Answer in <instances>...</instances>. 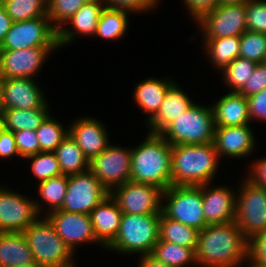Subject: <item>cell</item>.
Wrapping results in <instances>:
<instances>
[{"instance_id":"obj_1","label":"cell","mask_w":266,"mask_h":267,"mask_svg":"<svg viewBox=\"0 0 266 267\" xmlns=\"http://www.w3.org/2000/svg\"><path fill=\"white\" fill-rule=\"evenodd\" d=\"M249 240L235 221L208 224L199 231L195 250L197 267H245Z\"/></svg>"},{"instance_id":"obj_2","label":"cell","mask_w":266,"mask_h":267,"mask_svg":"<svg viewBox=\"0 0 266 267\" xmlns=\"http://www.w3.org/2000/svg\"><path fill=\"white\" fill-rule=\"evenodd\" d=\"M220 166L222 162L213 143L171 146L172 185L201 186L214 182Z\"/></svg>"},{"instance_id":"obj_3","label":"cell","mask_w":266,"mask_h":267,"mask_svg":"<svg viewBox=\"0 0 266 267\" xmlns=\"http://www.w3.org/2000/svg\"><path fill=\"white\" fill-rule=\"evenodd\" d=\"M131 146V177L135 183L151 184L165 191L171 183V145L158 133L148 132Z\"/></svg>"},{"instance_id":"obj_4","label":"cell","mask_w":266,"mask_h":267,"mask_svg":"<svg viewBox=\"0 0 266 267\" xmlns=\"http://www.w3.org/2000/svg\"><path fill=\"white\" fill-rule=\"evenodd\" d=\"M160 214L123 213L115 239L105 251L130 257L151 254L159 239Z\"/></svg>"},{"instance_id":"obj_5","label":"cell","mask_w":266,"mask_h":267,"mask_svg":"<svg viewBox=\"0 0 266 267\" xmlns=\"http://www.w3.org/2000/svg\"><path fill=\"white\" fill-rule=\"evenodd\" d=\"M214 113L211 106L194 104L170 123L160 135L171 145H197L213 143Z\"/></svg>"},{"instance_id":"obj_6","label":"cell","mask_w":266,"mask_h":267,"mask_svg":"<svg viewBox=\"0 0 266 267\" xmlns=\"http://www.w3.org/2000/svg\"><path fill=\"white\" fill-rule=\"evenodd\" d=\"M35 262L42 267L67 263L75 254L55 232L53 225L45 216H40L24 231Z\"/></svg>"},{"instance_id":"obj_7","label":"cell","mask_w":266,"mask_h":267,"mask_svg":"<svg viewBox=\"0 0 266 267\" xmlns=\"http://www.w3.org/2000/svg\"><path fill=\"white\" fill-rule=\"evenodd\" d=\"M240 181V182H239ZM236 189L235 223L249 240L266 230V188L256 185L245 175Z\"/></svg>"},{"instance_id":"obj_8","label":"cell","mask_w":266,"mask_h":267,"mask_svg":"<svg viewBox=\"0 0 266 267\" xmlns=\"http://www.w3.org/2000/svg\"><path fill=\"white\" fill-rule=\"evenodd\" d=\"M162 213L199 231L208 225L203 214L201 186L167 188L162 194Z\"/></svg>"},{"instance_id":"obj_9","label":"cell","mask_w":266,"mask_h":267,"mask_svg":"<svg viewBox=\"0 0 266 267\" xmlns=\"http://www.w3.org/2000/svg\"><path fill=\"white\" fill-rule=\"evenodd\" d=\"M131 145L109 143L101 154L89 162V170L110 192L113 188L130 181Z\"/></svg>"},{"instance_id":"obj_10","label":"cell","mask_w":266,"mask_h":267,"mask_svg":"<svg viewBox=\"0 0 266 267\" xmlns=\"http://www.w3.org/2000/svg\"><path fill=\"white\" fill-rule=\"evenodd\" d=\"M0 183V232H23L39 213L34 197Z\"/></svg>"},{"instance_id":"obj_11","label":"cell","mask_w":266,"mask_h":267,"mask_svg":"<svg viewBox=\"0 0 266 267\" xmlns=\"http://www.w3.org/2000/svg\"><path fill=\"white\" fill-rule=\"evenodd\" d=\"M59 47H30L27 49H0V78L37 79L53 52Z\"/></svg>"},{"instance_id":"obj_12","label":"cell","mask_w":266,"mask_h":267,"mask_svg":"<svg viewBox=\"0 0 266 267\" xmlns=\"http://www.w3.org/2000/svg\"><path fill=\"white\" fill-rule=\"evenodd\" d=\"M109 191L90 170L68 175L67 193L60 210L69 213L90 214Z\"/></svg>"},{"instance_id":"obj_13","label":"cell","mask_w":266,"mask_h":267,"mask_svg":"<svg viewBox=\"0 0 266 267\" xmlns=\"http://www.w3.org/2000/svg\"><path fill=\"white\" fill-rule=\"evenodd\" d=\"M30 47H58L57 30L47 16L13 22L0 49H27Z\"/></svg>"},{"instance_id":"obj_14","label":"cell","mask_w":266,"mask_h":267,"mask_svg":"<svg viewBox=\"0 0 266 267\" xmlns=\"http://www.w3.org/2000/svg\"><path fill=\"white\" fill-rule=\"evenodd\" d=\"M109 194L122 213L142 215L162 212L163 190L157 186L128 181L113 188Z\"/></svg>"},{"instance_id":"obj_15","label":"cell","mask_w":266,"mask_h":267,"mask_svg":"<svg viewBox=\"0 0 266 267\" xmlns=\"http://www.w3.org/2000/svg\"><path fill=\"white\" fill-rule=\"evenodd\" d=\"M202 38L241 36L246 30L245 4H218L195 24Z\"/></svg>"},{"instance_id":"obj_16","label":"cell","mask_w":266,"mask_h":267,"mask_svg":"<svg viewBox=\"0 0 266 267\" xmlns=\"http://www.w3.org/2000/svg\"><path fill=\"white\" fill-rule=\"evenodd\" d=\"M53 225L55 232L65 244L77 255V249L84 244H94L100 250L105 248L97 241L89 214L69 213L55 210L45 216Z\"/></svg>"},{"instance_id":"obj_17","label":"cell","mask_w":266,"mask_h":267,"mask_svg":"<svg viewBox=\"0 0 266 267\" xmlns=\"http://www.w3.org/2000/svg\"><path fill=\"white\" fill-rule=\"evenodd\" d=\"M38 79L0 78L3 109L51 108ZM38 82V83H37Z\"/></svg>"},{"instance_id":"obj_18","label":"cell","mask_w":266,"mask_h":267,"mask_svg":"<svg viewBox=\"0 0 266 267\" xmlns=\"http://www.w3.org/2000/svg\"><path fill=\"white\" fill-rule=\"evenodd\" d=\"M251 125V126H250ZM252 124L241 126L216 127L213 144L222 162L227 158L231 160L247 159L255 154L257 137ZM256 137V138H255ZM257 146V147H256Z\"/></svg>"},{"instance_id":"obj_19","label":"cell","mask_w":266,"mask_h":267,"mask_svg":"<svg viewBox=\"0 0 266 267\" xmlns=\"http://www.w3.org/2000/svg\"><path fill=\"white\" fill-rule=\"evenodd\" d=\"M92 116H77L74 121L68 124L69 135L83 151L89 162L107 148L110 143V131L108 126Z\"/></svg>"},{"instance_id":"obj_20","label":"cell","mask_w":266,"mask_h":267,"mask_svg":"<svg viewBox=\"0 0 266 267\" xmlns=\"http://www.w3.org/2000/svg\"><path fill=\"white\" fill-rule=\"evenodd\" d=\"M224 184L211 182L201 185L203 214L208 224L235 221L237 188Z\"/></svg>"},{"instance_id":"obj_21","label":"cell","mask_w":266,"mask_h":267,"mask_svg":"<svg viewBox=\"0 0 266 267\" xmlns=\"http://www.w3.org/2000/svg\"><path fill=\"white\" fill-rule=\"evenodd\" d=\"M105 2H87L57 31L59 49L77 43L80 37H94Z\"/></svg>"},{"instance_id":"obj_22","label":"cell","mask_w":266,"mask_h":267,"mask_svg":"<svg viewBox=\"0 0 266 267\" xmlns=\"http://www.w3.org/2000/svg\"><path fill=\"white\" fill-rule=\"evenodd\" d=\"M171 76L161 77L162 79L149 76L134 85L132 91V102H134L132 104L135 103V107L139 108L141 112L143 111L144 115L146 114V117H143L144 124H147L159 111L168 87L176 80L173 75Z\"/></svg>"},{"instance_id":"obj_23","label":"cell","mask_w":266,"mask_h":267,"mask_svg":"<svg viewBox=\"0 0 266 267\" xmlns=\"http://www.w3.org/2000/svg\"><path fill=\"white\" fill-rule=\"evenodd\" d=\"M176 79L167 89L165 99L157 114L145 125L148 132L160 134L170 123L184 114L196 101Z\"/></svg>"},{"instance_id":"obj_24","label":"cell","mask_w":266,"mask_h":267,"mask_svg":"<svg viewBox=\"0 0 266 267\" xmlns=\"http://www.w3.org/2000/svg\"><path fill=\"white\" fill-rule=\"evenodd\" d=\"M89 215L97 241L106 248L118 233L122 211L109 194L93 208Z\"/></svg>"},{"instance_id":"obj_25","label":"cell","mask_w":266,"mask_h":267,"mask_svg":"<svg viewBox=\"0 0 266 267\" xmlns=\"http://www.w3.org/2000/svg\"><path fill=\"white\" fill-rule=\"evenodd\" d=\"M227 93V94H226ZM211 104L216 127L251 124L247 97L239 92H228Z\"/></svg>"},{"instance_id":"obj_26","label":"cell","mask_w":266,"mask_h":267,"mask_svg":"<svg viewBox=\"0 0 266 267\" xmlns=\"http://www.w3.org/2000/svg\"><path fill=\"white\" fill-rule=\"evenodd\" d=\"M34 262L33 253L23 232H0V267Z\"/></svg>"},{"instance_id":"obj_27","label":"cell","mask_w":266,"mask_h":267,"mask_svg":"<svg viewBox=\"0 0 266 267\" xmlns=\"http://www.w3.org/2000/svg\"><path fill=\"white\" fill-rule=\"evenodd\" d=\"M67 184L68 175L62 174L39 182L35 186L38 196L34 197V203L40 216H46L62 208L67 193Z\"/></svg>"},{"instance_id":"obj_28","label":"cell","mask_w":266,"mask_h":267,"mask_svg":"<svg viewBox=\"0 0 266 267\" xmlns=\"http://www.w3.org/2000/svg\"><path fill=\"white\" fill-rule=\"evenodd\" d=\"M202 51H205L203 54L206 53L208 64L218 73L239 57L240 36L202 38Z\"/></svg>"},{"instance_id":"obj_29","label":"cell","mask_w":266,"mask_h":267,"mask_svg":"<svg viewBox=\"0 0 266 267\" xmlns=\"http://www.w3.org/2000/svg\"><path fill=\"white\" fill-rule=\"evenodd\" d=\"M132 13L126 10L105 7L101 13L94 37L101 41L117 42L128 34Z\"/></svg>"},{"instance_id":"obj_30","label":"cell","mask_w":266,"mask_h":267,"mask_svg":"<svg viewBox=\"0 0 266 267\" xmlns=\"http://www.w3.org/2000/svg\"><path fill=\"white\" fill-rule=\"evenodd\" d=\"M51 108L8 109L3 111L5 129L17 132L21 130L36 131L52 113Z\"/></svg>"},{"instance_id":"obj_31","label":"cell","mask_w":266,"mask_h":267,"mask_svg":"<svg viewBox=\"0 0 266 267\" xmlns=\"http://www.w3.org/2000/svg\"><path fill=\"white\" fill-rule=\"evenodd\" d=\"M63 175H72L89 170V160L68 135L54 150Z\"/></svg>"},{"instance_id":"obj_32","label":"cell","mask_w":266,"mask_h":267,"mask_svg":"<svg viewBox=\"0 0 266 267\" xmlns=\"http://www.w3.org/2000/svg\"><path fill=\"white\" fill-rule=\"evenodd\" d=\"M159 239L196 250L199 230L174 221L162 212L159 220Z\"/></svg>"},{"instance_id":"obj_33","label":"cell","mask_w":266,"mask_h":267,"mask_svg":"<svg viewBox=\"0 0 266 267\" xmlns=\"http://www.w3.org/2000/svg\"><path fill=\"white\" fill-rule=\"evenodd\" d=\"M151 255L172 267H197L193 249L164 240H158Z\"/></svg>"},{"instance_id":"obj_34","label":"cell","mask_w":266,"mask_h":267,"mask_svg":"<svg viewBox=\"0 0 266 267\" xmlns=\"http://www.w3.org/2000/svg\"><path fill=\"white\" fill-rule=\"evenodd\" d=\"M257 63L245 58L237 57L219 73L220 79L228 92H239L251 78Z\"/></svg>"},{"instance_id":"obj_35","label":"cell","mask_w":266,"mask_h":267,"mask_svg":"<svg viewBox=\"0 0 266 267\" xmlns=\"http://www.w3.org/2000/svg\"><path fill=\"white\" fill-rule=\"evenodd\" d=\"M50 114L36 130L41 152H54L60 143L69 135L68 125Z\"/></svg>"},{"instance_id":"obj_36","label":"cell","mask_w":266,"mask_h":267,"mask_svg":"<svg viewBox=\"0 0 266 267\" xmlns=\"http://www.w3.org/2000/svg\"><path fill=\"white\" fill-rule=\"evenodd\" d=\"M13 22L47 16V0H0Z\"/></svg>"},{"instance_id":"obj_37","label":"cell","mask_w":266,"mask_h":267,"mask_svg":"<svg viewBox=\"0 0 266 267\" xmlns=\"http://www.w3.org/2000/svg\"><path fill=\"white\" fill-rule=\"evenodd\" d=\"M29 162V171L35 181L42 182L49 178L62 175L59 162L54 152H39L24 159Z\"/></svg>"},{"instance_id":"obj_38","label":"cell","mask_w":266,"mask_h":267,"mask_svg":"<svg viewBox=\"0 0 266 267\" xmlns=\"http://www.w3.org/2000/svg\"><path fill=\"white\" fill-rule=\"evenodd\" d=\"M239 57L263 63L266 57V34L246 30L240 36Z\"/></svg>"},{"instance_id":"obj_39","label":"cell","mask_w":266,"mask_h":267,"mask_svg":"<svg viewBox=\"0 0 266 267\" xmlns=\"http://www.w3.org/2000/svg\"><path fill=\"white\" fill-rule=\"evenodd\" d=\"M83 4L82 0H47V17L58 31Z\"/></svg>"},{"instance_id":"obj_40","label":"cell","mask_w":266,"mask_h":267,"mask_svg":"<svg viewBox=\"0 0 266 267\" xmlns=\"http://www.w3.org/2000/svg\"><path fill=\"white\" fill-rule=\"evenodd\" d=\"M248 31L266 34V0H249L245 3Z\"/></svg>"},{"instance_id":"obj_41","label":"cell","mask_w":266,"mask_h":267,"mask_svg":"<svg viewBox=\"0 0 266 267\" xmlns=\"http://www.w3.org/2000/svg\"><path fill=\"white\" fill-rule=\"evenodd\" d=\"M161 0H105L107 7L119 10H126L135 15L151 13L161 6ZM154 9V10H153Z\"/></svg>"},{"instance_id":"obj_42","label":"cell","mask_w":266,"mask_h":267,"mask_svg":"<svg viewBox=\"0 0 266 267\" xmlns=\"http://www.w3.org/2000/svg\"><path fill=\"white\" fill-rule=\"evenodd\" d=\"M13 135L20 159L23 160L29 156L41 152L36 131L21 130L13 132Z\"/></svg>"},{"instance_id":"obj_43","label":"cell","mask_w":266,"mask_h":267,"mask_svg":"<svg viewBox=\"0 0 266 267\" xmlns=\"http://www.w3.org/2000/svg\"><path fill=\"white\" fill-rule=\"evenodd\" d=\"M266 88V65L258 63L253 71L251 78L248 79L245 86L239 91L245 97L259 93Z\"/></svg>"},{"instance_id":"obj_44","label":"cell","mask_w":266,"mask_h":267,"mask_svg":"<svg viewBox=\"0 0 266 267\" xmlns=\"http://www.w3.org/2000/svg\"><path fill=\"white\" fill-rule=\"evenodd\" d=\"M249 118L251 123L266 122V88L259 93L247 97Z\"/></svg>"},{"instance_id":"obj_45","label":"cell","mask_w":266,"mask_h":267,"mask_svg":"<svg viewBox=\"0 0 266 267\" xmlns=\"http://www.w3.org/2000/svg\"><path fill=\"white\" fill-rule=\"evenodd\" d=\"M182 2L194 24L219 4L218 0H182Z\"/></svg>"},{"instance_id":"obj_46","label":"cell","mask_w":266,"mask_h":267,"mask_svg":"<svg viewBox=\"0 0 266 267\" xmlns=\"http://www.w3.org/2000/svg\"><path fill=\"white\" fill-rule=\"evenodd\" d=\"M248 258L266 266V230L249 239Z\"/></svg>"},{"instance_id":"obj_47","label":"cell","mask_w":266,"mask_h":267,"mask_svg":"<svg viewBox=\"0 0 266 267\" xmlns=\"http://www.w3.org/2000/svg\"><path fill=\"white\" fill-rule=\"evenodd\" d=\"M252 162H248V172L245 176L256 185L266 188V157H259Z\"/></svg>"},{"instance_id":"obj_48","label":"cell","mask_w":266,"mask_h":267,"mask_svg":"<svg viewBox=\"0 0 266 267\" xmlns=\"http://www.w3.org/2000/svg\"><path fill=\"white\" fill-rule=\"evenodd\" d=\"M14 159V157L18 158L19 153L17 151L15 138L12 131L5 130L0 134V160L8 159L9 160Z\"/></svg>"},{"instance_id":"obj_49","label":"cell","mask_w":266,"mask_h":267,"mask_svg":"<svg viewBox=\"0 0 266 267\" xmlns=\"http://www.w3.org/2000/svg\"><path fill=\"white\" fill-rule=\"evenodd\" d=\"M13 24V20L9 17L5 7L0 2V47L5 39L6 33Z\"/></svg>"},{"instance_id":"obj_50","label":"cell","mask_w":266,"mask_h":267,"mask_svg":"<svg viewBox=\"0 0 266 267\" xmlns=\"http://www.w3.org/2000/svg\"><path fill=\"white\" fill-rule=\"evenodd\" d=\"M137 267H172L157 260L153 255H139Z\"/></svg>"},{"instance_id":"obj_51","label":"cell","mask_w":266,"mask_h":267,"mask_svg":"<svg viewBox=\"0 0 266 267\" xmlns=\"http://www.w3.org/2000/svg\"><path fill=\"white\" fill-rule=\"evenodd\" d=\"M219 4H245L249 0H218Z\"/></svg>"},{"instance_id":"obj_52","label":"cell","mask_w":266,"mask_h":267,"mask_svg":"<svg viewBox=\"0 0 266 267\" xmlns=\"http://www.w3.org/2000/svg\"><path fill=\"white\" fill-rule=\"evenodd\" d=\"M77 259L74 258L72 259L71 261L67 262V263H63V264H59V265H56V266H51V267H78V265H76Z\"/></svg>"},{"instance_id":"obj_53","label":"cell","mask_w":266,"mask_h":267,"mask_svg":"<svg viewBox=\"0 0 266 267\" xmlns=\"http://www.w3.org/2000/svg\"><path fill=\"white\" fill-rule=\"evenodd\" d=\"M246 267H266L265 265H262L260 263L252 262L249 258H247V262L245 263Z\"/></svg>"},{"instance_id":"obj_54","label":"cell","mask_w":266,"mask_h":267,"mask_svg":"<svg viewBox=\"0 0 266 267\" xmlns=\"http://www.w3.org/2000/svg\"><path fill=\"white\" fill-rule=\"evenodd\" d=\"M5 130L4 116L0 113V134Z\"/></svg>"},{"instance_id":"obj_55","label":"cell","mask_w":266,"mask_h":267,"mask_svg":"<svg viewBox=\"0 0 266 267\" xmlns=\"http://www.w3.org/2000/svg\"><path fill=\"white\" fill-rule=\"evenodd\" d=\"M14 267H42L41 265L37 264L36 262L31 263V264H26V265H17Z\"/></svg>"},{"instance_id":"obj_56","label":"cell","mask_w":266,"mask_h":267,"mask_svg":"<svg viewBox=\"0 0 266 267\" xmlns=\"http://www.w3.org/2000/svg\"><path fill=\"white\" fill-rule=\"evenodd\" d=\"M4 109H3V98H2V89H1V85H0V113H3Z\"/></svg>"},{"instance_id":"obj_57","label":"cell","mask_w":266,"mask_h":267,"mask_svg":"<svg viewBox=\"0 0 266 267\" xmlns=\"http://www.w3.org/2000/svg\"><path fill=\"white\" fill-rule=\"evenodd\" d=\"M84 3L87 2H105V0H82Z\"/></svg>"}]
</instances>
